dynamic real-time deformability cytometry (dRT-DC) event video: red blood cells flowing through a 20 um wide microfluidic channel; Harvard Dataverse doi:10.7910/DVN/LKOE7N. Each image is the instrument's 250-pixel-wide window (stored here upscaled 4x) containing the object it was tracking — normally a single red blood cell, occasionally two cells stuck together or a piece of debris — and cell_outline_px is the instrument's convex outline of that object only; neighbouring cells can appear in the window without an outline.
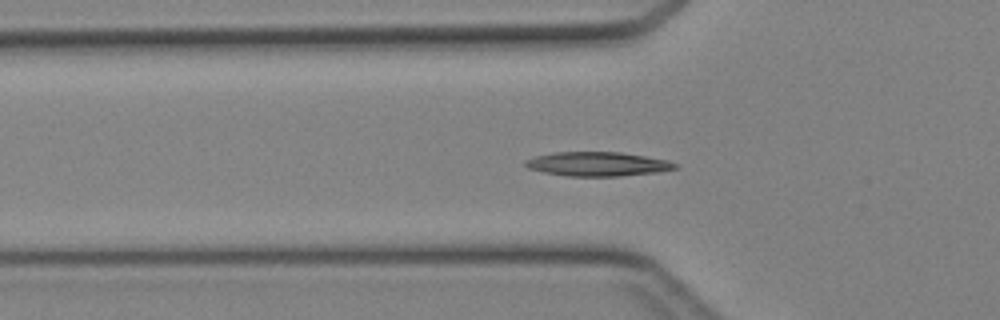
{"species": "Egyptian fruit bat (a non-hibernating species)", "species_latin": "Rousettus aegyptiacus", "temperature_condition": "cold", "stored_images_in_passage": 40, "camera_frame_rate_fps": 3000, "um_per_image_px": 0.085, "animal": {"sex": "female"}, "frame": {"image": 1, "passage_image": 10, "time_ms": 3.0, "image_size_px": [1000, 320], "cell_outline_px": [[680, 168], [660, 172], [620, 176], [568, 176], [544, 172], [528, 168], [524, 164], [524, 160], [536, 156], [552, 152], [620, 152], [668, 160], [680, 164]], "centroid_in_image_um": [50.85, 13.94], "position_along_channel_um": 75.0, "area_um2": 21.27}}
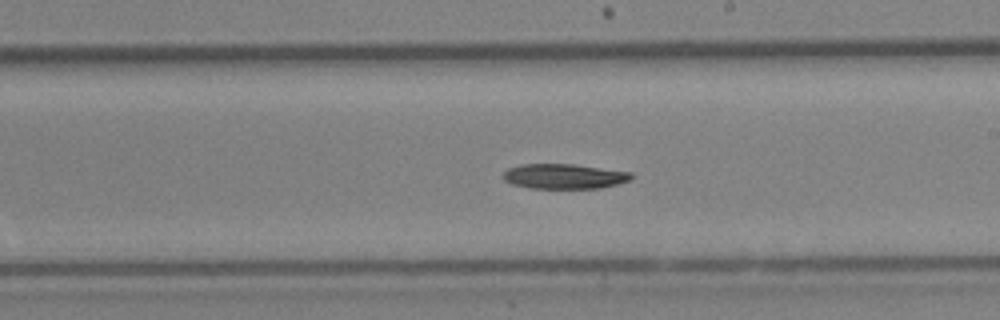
{"frame": {"image": 2, "passage_image": 21, "time_ms": 6.667, "image_size_px": [1000, 320], "cell_outline_px": [[632, 180], [600, 188], [532, 188], [512, 184], [504, 180], [500, 176], [508, 168], [520, 164], [572, 164], [632, 172]], "centroid_in_image_um": [47.93, 14.98], "position_along_channel_um": 241.1, "area_um2": 18.67}}
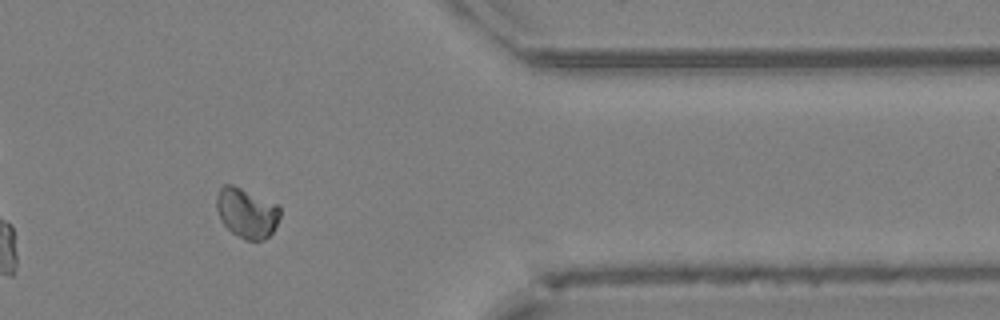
{"frame": {"image": 3, "passage_image": 32, "time_ms": 10.333, "image_size_px": [1000, 320], "cell_outline_px": [[280, 216], [272, 232], [264, 240], [244, 240], [232, 232], [220, 220], [216, 208], [216, 196], [220, 188], [224, 184], [232, 184], [280, 204]], "centroid_in_image_um": [20.97, 18.08], "position_along_channel_um": 390.4, "area_um2": 18.67}}